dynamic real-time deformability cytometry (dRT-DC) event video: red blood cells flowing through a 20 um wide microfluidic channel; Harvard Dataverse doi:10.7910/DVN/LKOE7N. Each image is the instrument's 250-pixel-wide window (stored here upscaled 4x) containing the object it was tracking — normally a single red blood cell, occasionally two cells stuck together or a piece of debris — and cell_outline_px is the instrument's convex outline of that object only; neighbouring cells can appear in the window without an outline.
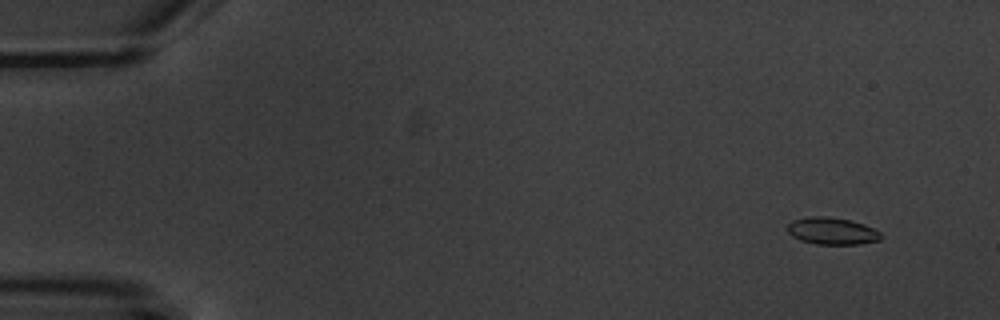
{"species": "common noctule bat (a hibernating species)", "species_latin": "Nyctalus noctula", "temperature_condition": "warm", "stored_images_in_passage": 4, "camera_frame_rate_fps": 3000, "um_per_image_px": 0.085, "animal": {"sex": "male", "body_mass_g": 20.1, "forearm_length_mm": 53.5}, "frame": {"image": 1, "passage_image": 1, "time_ms": 0.0, "image_size_px": [1000, 320], "cell_outline_px": [[884, 236], [880, 240], [860, 244], [816, 244], [800, 240], [792, 236], [788, 232], [788, 224], [792, 220], [812, 216], [820, 216], [852, 220], [864, 224], [880, 232]], "centroid_in_image_um": [70.74, 19.64], "position_along_channel_um": 14.3, "area_um2": 14.74}}
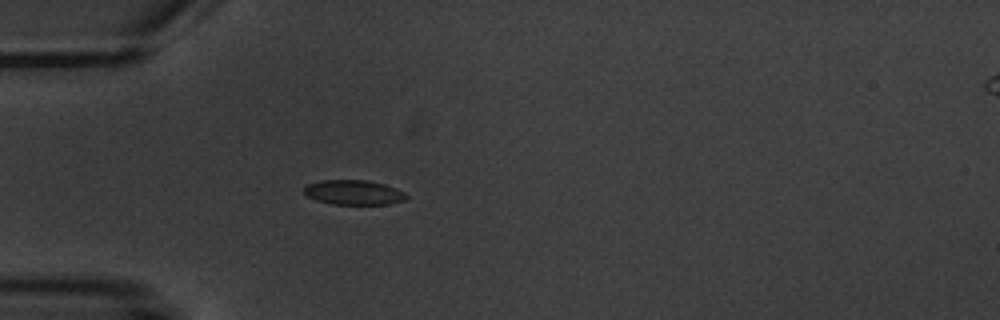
{"frame": {"image": 2, "passage_image": 4, "time_ms": 4.333, "image_size_px": [1000, 320], "cell_outline_px": [[408, 196], [404, 200], [388, 204], [332, 204], [316, 200], [308, 196], [304, 192], [304, 188], [308, 184], [324, 180], [368, 180], [384, 184], [396, 188], [404, 192]], "centroid_in_image_um": [30.08, 16.35], "position_along_channel_um": 54.9, "area_um2": 14.62}}